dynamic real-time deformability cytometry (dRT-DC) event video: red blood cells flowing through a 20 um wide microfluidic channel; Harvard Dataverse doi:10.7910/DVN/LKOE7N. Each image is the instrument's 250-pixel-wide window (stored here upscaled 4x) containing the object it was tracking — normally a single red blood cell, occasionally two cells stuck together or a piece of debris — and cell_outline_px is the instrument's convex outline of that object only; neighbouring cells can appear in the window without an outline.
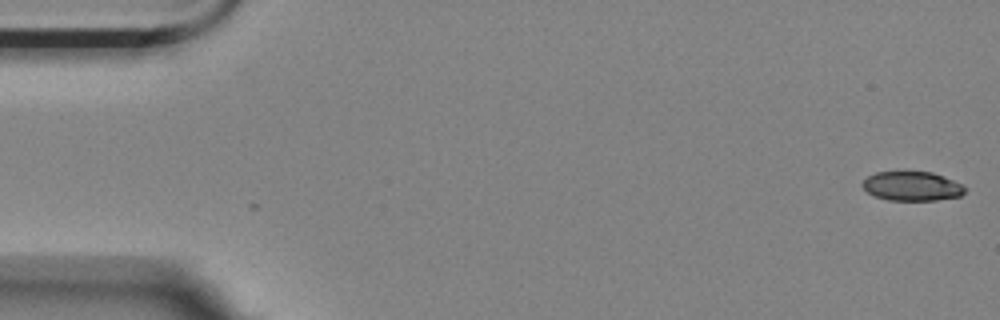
{"species": "Egyptian fruit bat (a non-hibernating species)", "species_latin": "Rousettus aegyptiacus", "temperature_condition": "room temperature", "stored_images_in_passage": 57, "camera_frame_rate_fps": 3000, "um_per_image_px": 0.085, "animal": {"sex": "female"}, "frame": {"image": 1, "passage_image": 1, "time_ms": 0.0, "image_size_px": [1000, 320], "cell_outline_px": [[968, 188], [960, 196], [936, 200], [888, 200], [876, 196], [868, 192], [860, 184], [868, 176], [876, 172], [932, 172], [952, 180]], "centroid_in_image_um": [77.51, 15.82], "position_along_channel_um": 7.5, "area_um2": 17.28}}
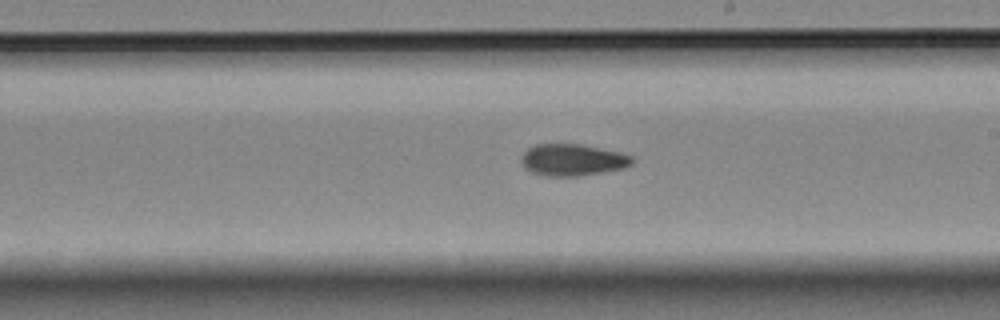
{"frame": {"image": 2, "passage_image": 32, "time_ms": 10.333, "image_size_px": [1000, 320], "cell_outline_px": [[636, 160], [632, 164], [624, 168], [580, 176], [544, 176], [532, 172], [524, 168], [520, 160], [520, 156], [528, 148], [536, 144], [580, 144], [620, 152], [632, 156]], "centroid_in_image_um": [48.66, 13.59], "position_along_channel_um": 240.3, "area_um2": 20.69}}
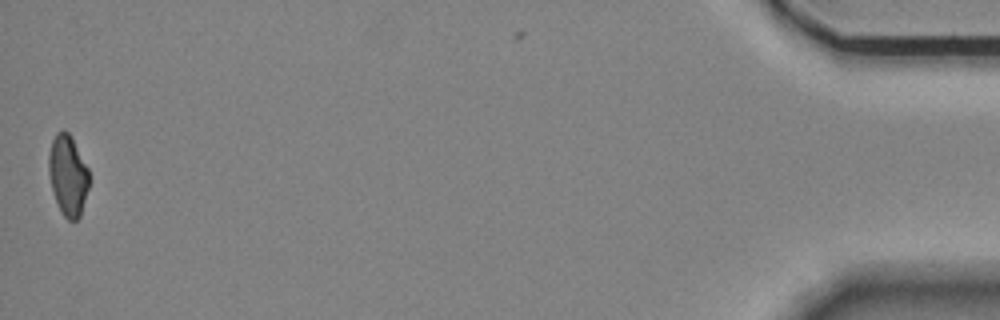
{"frame": {"image": 3, "passage_image": 56, "time_ms": 18.333, "image_size_px": [1000, 320], "cell_outline_px": [[88, 188], [80, 216], [76, 220], [68, 220], [60, 212], [52, 188], [48, 168], [48, 156], [52, 140], [56, 132], [64, 128], [72, 136], [88, 168]], "centroid_in_image_um": [5.76, 14.86], "position_along_channel_um": 429.4, "area_um2": 18.96}, "authors_computed_cell_mechanics": {"area_um2": 19.9988, "velocity_mm_per_s": 3.527, "shape_relaxation_time_tau1_ms": null, "shape_relaxation_time_tau2_ms": 4.5579, "deformation_change_tau1": null, "deformation_change_tau2": 0.1012}}